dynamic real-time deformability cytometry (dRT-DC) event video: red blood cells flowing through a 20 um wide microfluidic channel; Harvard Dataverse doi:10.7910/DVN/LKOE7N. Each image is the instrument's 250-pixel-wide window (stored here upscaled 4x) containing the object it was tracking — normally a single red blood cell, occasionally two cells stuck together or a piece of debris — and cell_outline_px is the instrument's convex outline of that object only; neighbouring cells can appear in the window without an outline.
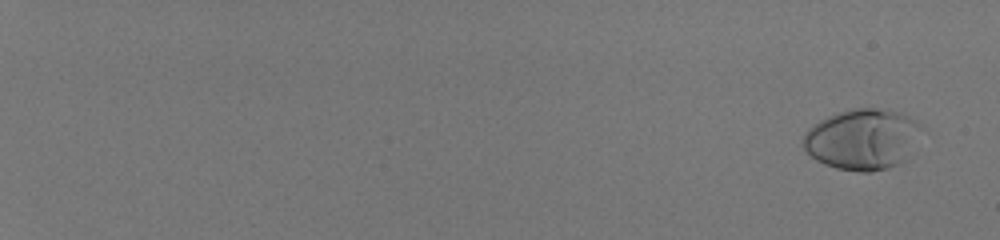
{"species": "human", "species_latin": "Homo sapiens", "temperature_condition": "room temperature", "stored_images_in_passage": 55, "camera_frame_rate_fps": 3000, "um_per_image_px": 0.085, "donor": {"sex": "male"}, "frame": {"image": 1, "passage_image": 1, "time_ms": 0.0, "image_size_px": [1000, 240], "cell_outline_px": [[924, 128], [908, 160], [900, 164], [888, 168], [872, 172], [860, 172], [836, 168], [824, 164], [816, 160], [800, 144], [804, 132], [808, 128], [820, 120], [836, 112], [852, 108], [888, 108], [900, 112], [908, 116], [920, 124]], "centroid_in_image_um": [73.34, 11.83], "position_along_channel_um": 11.7, "area_um2": 42.89}}
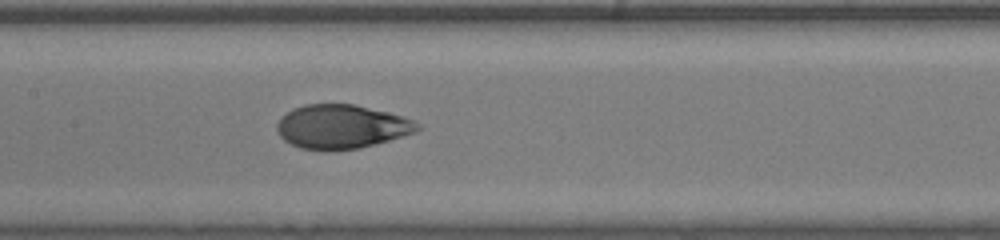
{"frame": {"image": 2, "passage_image": 33, "time_ms": 10.667, "image_size_px": [1000, 240], "cell_outline_px": [[424, 128], [416, 132], [360, 148], [328, 152], [324, 152], [300, 148], [284, 140], [280, 136], [276, 128], [276, 124], [292, 108], [304, 104], [352, 104], [388, 112], [412, 120], [420, 124]], "centroid_in_image_um": [29.02, 10.79], "position_along_channel_um": 178.4, "area_um2": 36.13}}
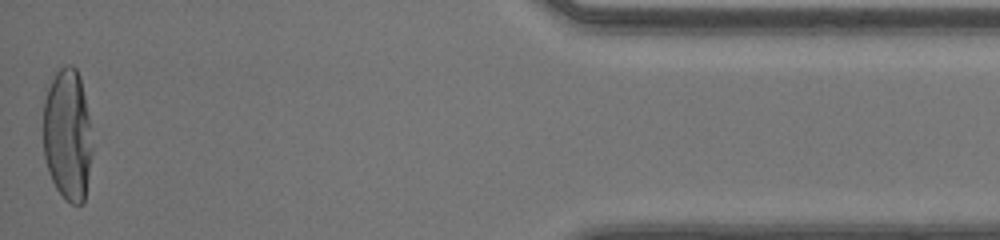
{"frame": {"image": 3, "passage_image": 55, "time_ms": 18.0, "image_size_px": [1000, 240], "cell_outline_px": [[92, 152], [84, 204], [72, 204], [64, 200], [56, 188], [48, 172], [44, 156], [44, 88], [56, 72], [64, 64], [72, 64], [76, 68], [80, 76], [88, 116], [92, 148]], "centroid_in_image_um": [5.72, 11.44], "position_along_channel_um": 429.5, "area_um2": 38.09}, "authors_computed_cell_mechanics": {"area_um2": 36.9342, "velocity_mm_per_s": 4.1296, "shape_relaxation_time_tau1_ms": 6.4714, "shape_relaxation_time_tau2_ms": null, "deformation_change_tau1": 0.2734, "deformation_change_tau2": null}}